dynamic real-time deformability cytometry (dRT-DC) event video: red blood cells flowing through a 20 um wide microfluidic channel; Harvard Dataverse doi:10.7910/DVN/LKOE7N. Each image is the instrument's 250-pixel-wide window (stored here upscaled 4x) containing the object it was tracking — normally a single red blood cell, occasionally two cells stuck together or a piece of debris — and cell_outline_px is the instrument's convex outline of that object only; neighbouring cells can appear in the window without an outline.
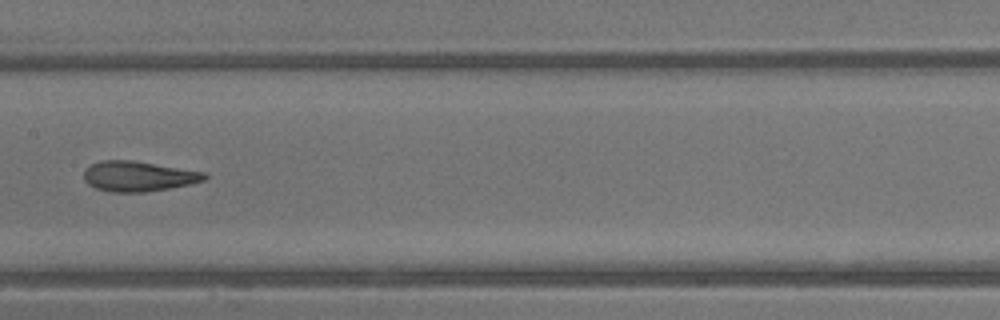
{"species": "common noctule bat (a hibernating species)", "species_latin": "Nyctalus noctula", "temperature_condition": "warm", "stored_images_in_passage": 29, "camera_frame_rate_fps": 3000, "um_per_image_px": 0.085, "animal": {"sex": "male", "body_mass_g": 13.3}, "frame": {"image": 1, "passage_image": 21, "time_ms": 6.667, "image_size_px": [1000, 320], "cell_outline_px": [[208, 176], [204, 180], [188, 184], [168, 188], [144, 192], [112, 192], [96, 188], [88, 184], [84, 180], [84, 168], [92, 164], [104, 160], [132, 160], [208, 172]], "centroid_in_image_um": [11.76, 14.97], "position_along_channel_um": 195.6, "area_um2": 21.21}}